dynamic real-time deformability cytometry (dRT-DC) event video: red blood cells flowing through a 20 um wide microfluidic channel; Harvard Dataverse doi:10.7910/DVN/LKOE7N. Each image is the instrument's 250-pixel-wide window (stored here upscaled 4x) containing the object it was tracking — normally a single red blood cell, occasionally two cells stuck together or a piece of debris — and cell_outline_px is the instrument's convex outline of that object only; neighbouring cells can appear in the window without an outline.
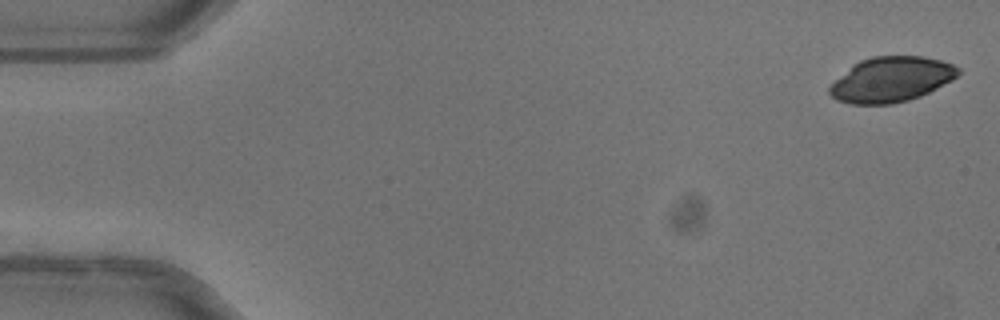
{"species": "common noctule bat (a hibernating species)", "species_latin": "Nyctalus noctula", "temperature_condition": "warm", "stored_images_in_passage": 11, "camera_frame_rate_fps": 3000, "um_per_image_px": 0.085, "animal": {"sex": "female"}, "frame": {"image": 1, "passage_image": 1, "time_ms": 0.0, "image_size_px": [1000, 320], "cell_outline_px": [[960, 72], [952, 80], [920, 96], [908, 100], [892, 104], [852, 104], [836, 100], [828, 92], [828, 88], [836, 80], [860, 60], [872, 56], [924, 56], [940, 60], [952, 64], [960, 68]], "centroid_in_image_um": [75.77, 6.75], "position_along_channel_um": 9.2, "area_um2": 33.47}}